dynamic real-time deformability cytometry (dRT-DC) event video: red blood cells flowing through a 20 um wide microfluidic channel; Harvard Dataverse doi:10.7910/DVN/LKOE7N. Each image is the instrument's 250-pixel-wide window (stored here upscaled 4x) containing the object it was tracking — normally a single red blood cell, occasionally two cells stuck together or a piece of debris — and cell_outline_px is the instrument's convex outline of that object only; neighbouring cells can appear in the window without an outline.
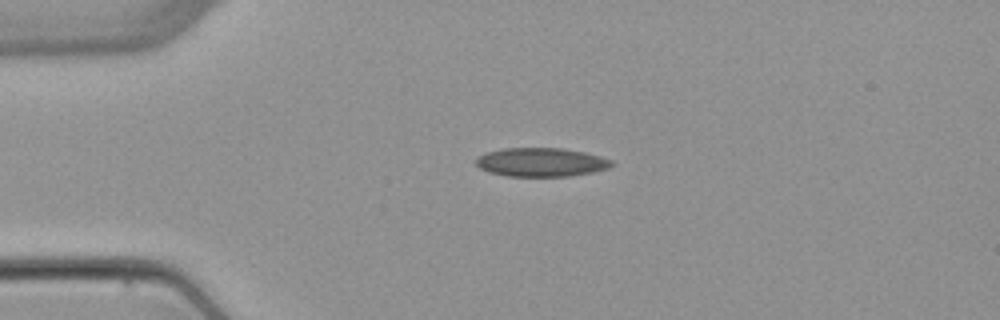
{"species": "common noctule bat (a hibernating species)", "species_latin": "Nyctalus noctula", "temperature_condition": "warm", "stored_images_in_passage": 2, "camera_frame_rate_fps": 3000, "um_per_image_px": 0.085, "animal": {"sex": "female", "body_mass_g": 22.7, "forearm_length_mm": 54.2}, "frame": {"image": 1, "passage_image": 2, "time_ms": 2.0, "image_size_px": [1000, 320], "cell_outline_px": [[616, 164], [608, 168], [592, 172], [568, 176], [508, 176], [488, 172], [480, 168], [476, 164], [476, 160], [480, 156], [488, 152], [504, 148], [560, 148], [584, 152], [600, 156], [612, 160]], "centroid_in_image_um": [46.02, 13.79], "position_along_channel_um": 39.0, "area_um2": 22.6}}